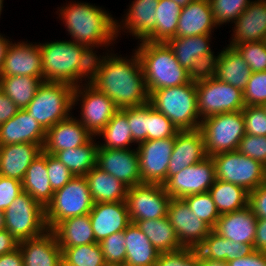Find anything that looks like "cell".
I'll return each mask as SVG.
<instances>
[{
  "label": "cell",
  "instance_id": "6da1fadb",
  "mask_svg": "<svg viewBox=\"0 0 266 266\" xmlns=\"http://www.w3.org/2000/svg\"><path fill=\"white\" fill-rule=\"evenodd\" d=\"M127 59L116 54L107 55L97 78L91 83L105 93L118 109L149 103L141 62L137 52Z\"/></svg>",
  "mask_w": 266,
  "mask_h": 266
},
{
  "label": "cell",
  "instance_id": "7a4b0ae2",
  "mask_svg": "<svg viewBox=\"0 0 266 266\" xmlns=\"http://www.w3.org/2000/svg\"><path fill=\"white\" fill-rule=\"evenodd\" d=\"M59 17L65 22L72 41L85 46H109L117 38L116 20L101 7L78 2L61 7ZM111 42V43H110Z\"/></svg>",
  "mask_w": 266,
  "mask_h": 266
},
{
  "label": "cell",
  "instance_id": "3957f363",
  "mask_svg": "<svg viewBox=\"0 0 266 266\" xmlns=\"http://www.w3.org/2000/svg\"><path fill=\"white\" fill-rule=\"evenodd\" d=\"M139 56L149 95L154 90L190 82L188 71L177 61L173 50L164 42L140 41Z\"/></svg>",
  "mask_w": 266,
  "mask_h": 266
},
{
  "label": "cell",
  "instance_id": "277c9868",
  "mask_svg": "<svg viewBox=\"0 0 266 266\" xmlns=\"http://www.w3.org/2000/svg\"><path fill=\"white\" fill-rule=\"evenodd\" d=\"M149 103L164 114L178 130L200 128L201 119L197 109L196 83L154 90Z\"/></svg>",
  "mask_w": 266,
  "mask_h": 266
},
{
  "label": "cell",
  "instance_id": "5b68a950",
  "mask_svg": "<svg viewBox=\"0 0 266 266\" xmlns=\"http://www.w3.org/2000/svg\"><path fill=\"white\" fill-rule=\"evenodd\" d=\"M73 91L74 87L66 83L42 82L24 110L47 132L71 116Z\"/></svg>",
  "mask_w": 266,
  "mask_h": 266
},
{
  "label": "cell",
  "instance_id": "8992f818",
  "mask_svg": "<svg viewBox=\"0 0 266 266\" xmlns=\"http://www.w3.org/2000/svg\"><path fill=\"white\" fill-rule=\"evenodd\" d=\"M84 46L71 40L40 43L43 81L77 87V65Z\"/></svg>",
  "mask_w": 266,
  "mask_h": 266
},
{
  "label": "cell",
  "instance_id": "52a82bcc",
  "mask_svg": "<svg viewBox=\"0 0 266 266\" xmlns=\"http://www.w3.org/2000/svg\"><path fill=\"white\" fill-rule=\"evenodd\" d=\"M94 201L84 176L73 177L64 187L54 192L45 208L48 230H53L61 221L88 214Z\"/></svg>",
  "mask_w": 266,
  "mask_h": 266
},
{
  "label": "cell",
  "instance_id": "ba28073f",
  "mask_svg": "<svg viewBox=\"0 0 266 266\" xmlns=\"http://www.w3.org/2000/svg\"><path fill=\"white\" fill-rule=\"evenodd\" d=\"M200 130L207 156L236 151L240 140L246 134L242 110L206 117L201 120Z\"/></svg>",
  "mask_w": 266,
  "mask_h": 266
},
{
  "label": "cell",
  "instance_id": "9c48e42d",
  "mask_svg": "<svg viewBox=\"0 0 266 266\" xmlns=\"http://www.w3.org/2000/svg\"><path fill=\"white\" fill-rule=\"evenodd\" d=\"M4 217L5 229L19 242L38 237L48 230L45 208L25 191L4 210Z\"/></svg>",
  "mask_w": 266,
  "mask_h": 266
},
{
  "label": "cell",
  "instance_id": "30bf717a",
  "mask_svg": "<svg viewBox=\"0 0 266 266\" xmlns=\"http://www.w3.org/2000/svg\"><path fill=\"white\" fill-rule=\"evenodd\" d=\"M216 179L243 187L249 193L266 181V167L237 150L212 156Z\"/></svg>",
  "mask_w": 266,
  "mask_h": 266
},
{
  "label": "cell",
  "instance_id": "8fae6325",
  "mask_svg": "<svg viewBox=\"0 0 266 266\" xmlns=\"http://www.w3.org/2000/svg\"><path fill=\"white\" fill-rule=\"evenodd\" d=\"M196 89L201 120L221 113L237 112L245 107L243 91L216 77L197 82Z\"/></svg>",
  "mask_w": 266,
  "mask_h": 266
},
{
  "label": "cell",
  "instance_id": "7c38bea8",
  "mask_svg": "<svg viewBox=\"0 0 266 266\" xmlns=\"http://www.w3.org/2000/svg\"><path fill=\"white\" fill-rule=\"evenodd\" d=\"M81 97V98H79ZM80 100L81 115L78 120L94 137L109 123L119 110L114 102L92 84L74 87L73 106Z\"/></svg>",
  "mask_w": 266,
  "mask_h": 266
},
{
  "label": "cell",
  "instance_id": "4fadbf2b",
  "mask_svg": "<svg viewBox=\"0 0 266 266\" xmlns=\"http://www.w3.org/2000/svg\"><path fill=\"white\" fill-rule=\"evenodd\" d=\"M171 197L163 185L142 183L128 188L125 199L130 221L159 219L167 216Z\"/></svg>",
  "mask_w": 266,
  "mask_h": 266
},
{
  "label": "cell",
  "instance_id": "5bb4252c",
  "mask_svg": "<svg viewBox=\"0 0 266 266\" xmlns=\"http://www.w3.org/2000/svg\"><path fill=\"white\" fill-rule=\"evenodd\" d=\"M215 180V163L212 157L207 156L172 175L163 186L171 198L183 199L189 195L208 192Z\"/></svg>",
  "mask_w": 266,
  "mask_h": 266
},
{
  "label": "cell",
  "instance_id": "9a60e30c",
  "mask_svg": "<svg viewBox=\"0 0 266 266\" xmlns=\"http://www.w3.org/2000/svg\"><path fill=\"white\" fill-rule=\"evenodd\" d=\"M174 142L175 136L137 144L142 183L163 185L167 181V169Z\"/></svg>",
  "mask_w": 266,
  "mask_h": 266
},
{
  "label": "cell",
  "instance_id": "2e32d148",
  "mask_svg": "<svg viewBox=\"0 0 266 266\" xmlns=\"http://www.w3.org/2000/svg\"><path fill=\"white\" fill-rule=\"evenodd\" d=\"M167 217L183 247L196 248L212 230L183 199L171 198Z\"/></svg>",
  "mask_w": 266,
  "mask_h": 266
},
{
  "label": "cell",
  "instance_id": "e0dca14e",
  "mask_svg": "<svg viewBox=\"0 0 266 266\" xmlns=\"http://www.w3.org/2000/svg\"><path fill=\"white\" fill-rule=\"evenodd\" d=\"M96 166L129 188L142 184L137 149H107L98 146Z\"/></svg>",
  "mask_w": 266,
  "mask_h": 266
},
{
  "label": "cell",
  "instance_id": "ac0fdd59",
  "mask_svg": "<svg viewBox=\"0 0 266 266\" xmlns=\"http://www.w3.org/2000/svg\"><path fill=\"white\" fill-rule=\"evenodd\" d=\"M207 157L204 137L200 128L179 130L175 136L174 148L167 169V180L183 170Z\"/></svg>",
  "mask_w": 266,
  "mask_h": 266
},
{
  "label": "cell",
  "instance_id": "d6986e66",
  "mask_svg": "<svg viewBox=\"0 0 266 266\" xmlns=\"http://www.w3.org/2000/svg\"><path fill=\"white\" fill-rule=\"evenodd\" d=\"M89 216L97 243L131 223L125 201L94 203Z\"/></svg>",
  "mask_w": 266,
  "mask_h": 266
},
{
  "label": "cell",
  "instance_id": "ffe728a7",
  "mask_svg": "<svg viewBox=\"0 0 266 266\" xmlns=\"http://www.w3.org/2000/svg\"><path fill=\"white\" fill-rule=\"evenodd\" d=\"M0 76L42 77V60L39 44L16 42L8 47Z\"/></svg>",
  "mask_w": 266,
  "mask_h": 266
},
{
  "label": "cell",
  "instance_id": "44dd1931",
  "mask_svg": "<svg viewBox=\"0 0 266 266\" xmlns=\"http://www.w3.org/2000/svg\"><path fill=\"white\" fill-rule=\"evenodd\" d=\"M46 131L24 109H19L14 117L0 125V146L31 143L42 149Z\"/></svg>",
  "mask_w": 266,
  "mask_h": 266
},
{
  "label": "cell",
  "instance_id": "7402d4cb",
  "mask_svg": "<svg viewBox=\"0 0 266 266\" xmlns=\"http://www.w3.org/2000/svg\"><path fill=\"white\" fill-rule=\"evenodd\" d=\"M94 137L76 118L64 119L46 132L43 151L55 155L59 151L77 148Z\"/></svg>",
  "mask_w": 266,
  "mask_h": 266
},
{
  "label": "cell",
  "instance_id": "603a6c76",
  "mask_svg": "<svg viewBox=\"0 0 266 266\" xmlns=\"http://www.w3.org/2000/svg\"><path fill=\"white\" fill-rule=\"evenodd\" d=\"M230 47L245 42H260L266 38V0L251 1L234 22Z\"/></svg>",
  "mask_w": 266,
  "mask_h": 266
},
{
  "label": "cell",
  "instance_id": "cb8c5ba5",
  "mask_svg": "<svg viewBox=\"0 0 266 266\" xmlns=\"http://www.w3.org/2000/svg\"><path fill=\"white\" fill-rule=\"evenodd\" d=\"M24 266H61L62 249L52 230L19 242Z\"/></svg>",
  "mask_w": 266,
  "mask_h": 266
},
{
  "label": "cell",
  "instance_id": "d4e9b609",
  "mask_svg": "<svg viewBox=\"0 0 266 266\" xmlns=\"http://www.w3.org/2000/svg\"><path fill=\"white\" fill-rule=\"evenodd\" d=\"M257 219L251 207L247 205L240 210L222 214L213 230L233 242L253 245Z\"/></svg>",
  "mask_w": 266,
  "mask_h": 266
},
{
  "label": "cell",
  "instance_id": "484cf974",
  "mask_svg": "<svg viewBox=\"0 0 266 266\" xmlns=\"http://www.w3.org/2000/svg\"><path fill=\"white\" fill-rule=\"evenodd\" d=\"M215 23L208 0H194L181 9L175 37L211 34Z\"/></svg>",
  "mask_w": 266,
  "mask_h": 266
},
{
  "label": "cell",
  "instance_id": "4316f807",
  "mask_svg": "<svg viewBox=\"0 0 266 266\" xmlns=\"http://www.w3.org/2000/svg\"><path fill=\"white\" fill-rule=\"evenodd\" d=\"M42 150L39 145L31 143L0 146V176L22 182L28 167Z\"/></svg>",
  "mask_w": 266,
  "mask_h": 266
},
{
  "label": "cell",
  "instance_id": "83f0119b",
  "mask_svg": "<svg viewBox=\"0 0 266 266\" xmlns=\"http://www.w3.org/2000/svg\"><path fill=\"white\" fill-rule=\"evenodd\" d=\"M158 5L159 0H134L126 13L125 22L121 21L124 26L119 25L116 20L117 37L120 29L124 27L135 38L144 40L156 27L155 12Z\"/></svg>",
  "mask_w": 266,
  "mask_h": 266
},
{
  "label": "cell",
  "instance_id": "f1b7e54d",
  "mask_svg": "<svg viewBox=\"0 0 266 266\" xmlns=\"http://www.w3.org/2000/svg\"><path fill=\"white\" fill-rule=\"evenodd\" d=\"M201 257L225 262L232 261L238 257L250 255L255 251L252 244L233 242L220 236L213 229L208 236L196 247Z\"/></svg>",
  "mask_w": 266,
  "mask_h": 266
},
{
  "label": "cell",
  "instance_id": "f546056e",
  "mask_svg": "<svg viewBox=\"0 0 266 266\" xmlns=\"http://www.w3.org/2000/svg\"><path fill=\"white\" fill-rule=\"evenodd\" d=\"M126 266H155L159 251L136 223H130L124 230Z\"/></svg>",
  "mask_w": 266,
  "mask_h": 266
},
{
  "label": "cell",
  "instance_id": "4dcf8cb0",
  "mask_svg": "<svg viewBox=\"0 0 266 266\" xmlns=\"http://www.w3.org/2000/svg\"><path fill=\"white\" fill-rule=\"evenodd\" d=\"M94 203L125 201L128 186L95 166L85 176Z\"/></svg>",
  "mask_w": 266,
  "mask_h": 266
},
{
  "label": "cell",
  "instance_id": "1f68e13d",
  "mask_svg": "<svg viewBox=\"0 0 266 266\" xmlns=\"http://www.w3.org/2000/svg\"><path fill=\"white\" fill-rule=\"evenodd\" d=\"M251 74L248 64L234 47L228 46L220 52L215 74L217 79L243 91Z\"/></svg>",
  "mask_w": 266,
  "mask_h": 266
},
{
  "label": "cell",
  "instance_id": "d6a6232c",
  "mask_svg": "<svg viewBox=\"0 0 266 266\" xmlns=\"http://www.w3.org/2000/svg\"><path fill=\"white\" fill-rule=\"evenodd\" d=\"M23 191L27 192L44 208L51 202L54 191L51 188L46 168V152L43 150L32 161L22 181Z\"/></svg>",
  "mask_w": 266,
  "mask_h": 266
},
{
  "label": "cell",
  "instance_id": "836d02e7",
  "mask_svg": "<svg viewBox=\"0 0 266 266\" xmlns=\"http://www.w3.org/2000/svg\"><path fill=\"white\" fill-rule=\"evenodd\" d=\"M60 247L97 243L89 213L61 221L53 230Z\"/></svg>",
  "mask_w": 266,
  "mask_h": 266
},
{
  "label": "cell",
  "instance_id": "e575fe53",
  "mask_svg": "<svg viewBox=\"0 0 266 266\" xmlns=\"http://www.w3.org/2000/svg\"><path fill=\"white\" fill-rule=\"evenodd\" d=\"M136 224L159 252H171L183 248L167 216L137 221Z\"/></svg>",
  "mask_w": 266,
  "mask_h": 266
},
{
  "label": "cell",
  "instance_id": "d590c367",
  "mask_svg": "<svg viewBox=\"0 0 266 266\" xmlns=\"http://www.w3.org/2000/svg\"><path fill=\"white\" fill-rule=\"evenodd\" d=\"M211 35L173 37L166 43L173 50L180 65L188 71L197 58L212 51L209 44Z\"/></svg>",
  "mask_w": 266,
  "mask_h": 266
},
{
  "label": "cell",
  "instance_id": "8d00e7d4",
  "mask_svg": "<svg viewBox=\"0 0 266 266\" xmlns=\"http://www.w3.org/2000/svg\"><path fill=\"white\" fill-rule=\"evenodd\" d=\"M208 192L220 215L240 210L248 205L249 192L229 182L216 179Z\"/></svg>",
  "mask_w": 266,
  "mask_h": 266
},
{
  "label": "cell",
  "instance_id": "74e56055",
  "mask_svg": "<svg viewBox=\"0 0 266 266\" xmlns=\"http://www.w3.org/2000/svg\"><path fill=\"white\" fill-rule=\"evenodd\" d=\"M43 77L0 76V90L7 95L19 109H25L34 98Z\"/></svg>",
  "mask_w": 266,
  "mask_h": 266
},
{
  "label": "cell",
  "instance_id": "f35d334b",
  "mask_svg": "<svg viewBox=\"0 0 266 266\" xmlns=\"http://www.w3.org/2000/svg\"><path fill=\"white\" fill-rule=\"evenodd\" d=\"M181 6L173 0H159L156 8V27L144 39L149 42H164L175 37Z\"/></svg>",
  "mask_w": 266,
  "mask_h": 266
},
{
  "label": "cell",
  "instance_id": "ab89813d",
  "mask_svg": "<svg viewBox=\"0 0 266 266\" xmlns=\"http://www.w3.org/2000/svg\"><path fill=\"white\" fill-rule=\"evenodd\" d=\"M98 145L94 138L86 144L57 152L54 156L60 160L74 176H85L96 166Z\"/></svg>",
  "mask_w": 266,
  "mask_h": 266
},
{
  "label": "cell",
  "instance_id": "60d3db41",
  "mask_svg": "<svg viewBox=\"0 0 266 266\" xmlns=\"http://www.w3.org/2000/svg\"><path fill=\"white\" fill-rule=\"evenodd\" d=\"M105 142L98 145L107 149H128L131 143H135L132 138L131 129L127 121V108L119 109L109 123L98 133Z\"/></svg>",
  "mask_w": 266,
  "mask_h": 266
},
{
  "label": "cell",
  "instance_id": "b9f144b4",
  "mask_svg": "<svg viewBox=\"0 0 266 266\" xmlns=\"http://www.w3.org/2000/svg\"><path fill=\"white\" fill-rule=\"evenodd\" d=\"M60 248L62 249L61 266H104L106 264L99 243Z\"/></svg>",
  "mask_w": 266,
  "mask_h": 266
},
{
  "label": "cell",
  "instance_id": "7bdbcfd3",
  "mask_svg": "<svg viewBox=\"0 0 266 266\" xmlns=\"http://www.w3.org/2000/svg\"><path fill=\"white\" fill-rule=\"evenodd\" d=\"M190 210L197 215L211 229H214L219 217L216 204L209 192L189 195L183 198Z\"/></svg>",
  "mask_w": 266,
  "mask_h": 266
},
{
  "label": "cell",
  "instance_id": "ee69618b",
  "mask_svg": "<svg viewBox=\"0 0 266 266\" xmlns=\"http://www.w3.org/2000/svg\"><path fill=\"white\" fill-rule=\"evenodd\" d=\"M100 45H88L84 46L80 61L77 65V86H79V83H82V79L88 80L86 81L88 84H91L98 76L100 70L102 69L103 63L107 56H104L100 58L96 54V51H93L95 47H99ZM93 47V48H92ZM87 78V79H86Z\"/></svg>",
  "mask_w": 266,
  "mask_h": 266
},
{
  "label": "cell",
  "instance_id": "f6af8a7d",
  "mask_svg": "<svg viewBox=\"0 0 266 266\" xmlns=\"http://www.w3.org/2000/svg\"><path fill=\"white\" fill-rule=\"evenodd\" d=\"M215 23L222 25L235 22L250 5V0H208Z\"/></svg>",
  "mask_w": 266,
  "mask_h": 266
},
{
  "label": "cell",
  "instance_id": "bcb514c9",
  "mask_svg": "<svg viewBox=\"0 0 266 266\" xmlns=\"http://www.w3.org/2000/svg\"><path fill=\"white\" fill-rule=\"evenodd\" d=\"M178 131L164 114L148 103V140L170 138Z\"/></svg>",
  "mask_w": 266,
  "mask_h": 266
},
{
  "label": "cell",
  "instance_id": "7dc6e473",
  "mask_svg": "<svg viewBox=\"0 0 266 266\" xmlns=\"http://www.w3.org/2000/svg\"><path fill=\"white\" fill-rule=\"evenodd\" d=\"M234 48L243 57V60L248 64L253 72L266 71V43L260 42H245L235 45Z\"/></svg>",
  "mask_w": 266,
  "mask_h": 266
},
{
  "label": "cell",
  "instance_id": "c3c4849f",
  "mask_svg": "<svg viewBox=\"0 0 266 266\" xmlns=\"http://www.w3.org/2000/svg\"><path fill=\"white\" fill-rule=\"evenodd\" d=\"M127 121L136 144L148 140V103L127 108Z\"/></svg>",
  "mask_w": 266,
  "mask_h": 266
},
{
  "label": "cell",
  "instance_id": "681fc988",
  "mask_svg": "<svg viewBox=\"0 0 266 266\" xmlns=\"http://www.w3.org/2000/svg\"><path fill=\"white\" fill-rule=\"evenodd\" d=\"M106 263L125 264L124 231L113 233L99 242Z\"/></svg>",
  "mask_w": 266,
  "mask_h": 266
},
{
  "label": "cell",
  "instance_id": "f907efd6",
  "mask_svg": "<svg viewBox=\"0 0 266 266\" xmlns=\"http://www.w3.org/2000/svg\"><path fill=\"white\" fill-rule=\"evenodd\" d=\"M199 252L196 248L183 247L171 252H160L155 266H198Z\"/></svg>",
  "mask_w": 266,
  "mask_h": 266
},
{
  "label": "cell",
  "instance_id": "816d5d0a",
  "mask_svg": "<svg viewBox=\"0 0 266 266\" xmlns=\"http://www.w3.org/2000/svg\"><path fill=\"white\" fill-rule=\"evenodd\" d=\"M245 106H261L266 103V71L253 72L243 90Z\"/></svg>",
  "mask_w": 266,
  "mask_h": 266
},
{
  "label": "cell",
  "instance_id": "f5cc1de1",
  "mask_svg": "<svg viewBox=\"0 0 266 266\" xmlns=\"http://www.w3.org/2000/svg\"><path fill=\"white\" fill-rule=\"evenodd\" d=\"M219 55L215 56L214 52L206 53L192 64L188 70V77L191 82L209 80L215 77Z\"/></svg>",
  "mask_w": 266,
  "mask_h": 266
},
{
  "label": "cell",
  "instance_id": "db71d44e",
  "mask_svg": "<svg viewBox=\"0 0 266 266\" xmlns=\"http://www.w3.org/2000/svg\"><path fill=\"white\" fill-rule=\"evenodd\" d=\"M237 151L266 167V136L245 134L240 140Z\"/></svg>",
  "mask_w": 266,
  "mask_h": 266
},
{
  "label": "cell",
  "instance_id": "11a10c76",
  "mask_svg": "<svg viewBox=\"0 0 266 266\" xmlns=\"http://www.w3.org/2000/svg\"><path fill=\"white\" fill-rule=\"evenodd\" d=\"M46 168L52 190L64 187L73 177V173L54 155L46 153Z\"/></svg>",
  "mask_w": 266,
  "mask_h": 266
},
{
  "label": "cell",
  "instance_id": "9f6ffc18",
  "mask_svg": "<svg viewBox=\"0 0 266 266\" xmlns=\"http://www.w3.org/2000/svg\"><path fill=\"white\" fill-rule=\"evenodd\" d=\"M242 114L246 134L266 136V113L261 106H245Z\"/></svg>",
  "mask_w": 266,
  "mask_h": 266
},
{
  "label": "cell",
  "instance_id": "6f0895ef",
  "mask_svg": "<svg viewBox=\"0 0 266 266\" xmlns=\"http://www.w3.org/2000/svg\"><path fill=\"white\" fill-rule=\"evenodd\" d=\"M22 192L21 181L0 176V211L4 212Z\"/></svg>",
  "mask_w": 266,
  "mask_h": 266
},
{
  "label": "cell",
  "instance_id": "680465c9",
  "mask_svg": "<svg viewBox=\"0 0 266 266\" xmlns=\"http://www.w3.org/2000/svg\"><path fill=\"white\" fill-rule=\"evenodd\" d=\"M248 205L258 219H266V181L249 193Z\"/></svg>",
  "mask_w": 266,
  "mask_h": 266
},
{
  "label": "cell",
  "instance_id": "91938a15",
  "mask_svg": "<svg viewBox=\"0 0 266 266\" xmlns=\"http://www.w3.org/2000/svg\"><path fill=\"white\" fill-rule=\"evenodd\" d=\"M227 266H266V253L255 250L250 255L229 261Z\"/></svg>",
  "mask_w": 266,
  "mask_h": 266
},
{
  "label": "cell",
  "instance_id": "94428289",
  "mask_svg": "<svg viewBox=\"0 0 266 266\" xmlns=\"http://www.w3.org/2000/svg\"><path fill=\"white\" fill-rule=\"evenodd\" d=\"M19 108L0 90V125L16 115Z\"/></svg>",
  "mask_w": 266,
  "mask_h": 266
},
{
  "label": "cell",
  "instance_id": "6125c7cd",
  "mask_svg": "<svg viewBox=\"0 0 266 266\" xmlns=\"http://www.w3.org/2000/svg\"><path fill=\"white\" fill-rule=\"evenodd\" d=\"M253 246L255 250L266 253V219H257Z\"/></svg>",
  "mask_w": 266,
  "mask_h": 266
},
{
  "label": "cell",
  "instance_id": "be15d7a7",
  "mask_svg": "<svg viewBox=\"0 0 266 266\" xmlns=\"http://www.w3.org/2000/svg\"><path fill=\"white\" fill-rule=\"evenodd\" d=\"M19 246V241L15 239L7 229L0 231V255L12 252Z\"/></svg>",
  "mask_w": 266,
  "mask_h": 266
},
{
  "label": "cell",
  "instance_id": "e7e4bbea",
  "mask_svg": "<svg viewBox=\"0 0 266 266\" xmlns=\"http://www.w3.org/2000/svg\"><path fill=\"white\" fill-rule=\"evenodd\" d=\"M0 266H24V260L20 248L12 252L0 255Z\"/></svg>",
  "mask_w": 266,
  "mask_h": 266
},
{
  "label": "cell",
  "instance_id": "03108f58",
  "mask_svg": "<svg viewBox=\"0 0 266 266\" xmlns=\"http://www.w3.org/2000/svg\"><path fill=\"white\" fill-rule=\"evenodd\" d=\"M11 42L0 34V72L2 70L4 58Z\"/></svg>",
  "mask_w": 266,
  "mask_h": 266
},
{
  "label": "cell",
  "instance_id": "003e7915",
  "mask_svg": "<svg viewBox=\"0 0 266 266\" xmlns=\"http://www.w3.org/2000/svg\"><path fill=\"white\" fill-rule=\"evenodd\" d=\"M198 266H227V262L221 260H212L199 255Z\"/></svg>",
  "mask_w": 266,
  "mask_h": 266
},
{
  "label": "cell",
  "instance_id": "a7ac6f4b",
  "mask_svg": "<svg viewBox=\"0 0 266 266\" xmlns=\"http://www.w3.org/2000/svg\"><path fill=\"white\" fill-rule=\"evenodd\" d=\"M173 1L176 2L177 4H179L181 6V8H183L194 0H173Z\"/></svg>",
  "mask_w": 266,
  "mask_h": 266
},
{
  "label": "cell",
  "instance_id": "89a4df30",
  "mask_svg": "<svg viewBox=\"0 0 266 266\" xmlns=\"http://www.w3.org/2000/svg\"><path fill=\"white\" fill-rule=\"evenodd\" d=\"M4 212L0 211V231L5 229Z\"/></svg>",
  "mask_w": 266,
  "mask_h": 266
},
{
  "label": "cell",
  "instance_id": "2644e50d",
  "mask_svg": "<svg viewBox=\"0 0 266 266\" xmlns=\"http://www.w3.org/2000/svg\"><path fill=\"white\" fill-rule=\"evenodd\" d=\"M104 266H126L125 264L106 263Z\"/></svg>",
  "mask_w": 266,
  "mask_h": 266
},
{
  "label": "cell",
  "instance_id": "8c879c8a",
  "mask_svg": "<svg viewBox=\"0 0 266 266\" xmlns=\"http://www.w3.org/2000/svg\"><path fill=\"white\" fill-rule=\"evenodd\" d=\"M3 1H4V0H0V15H1V12H2Z\"/></svg>",
  "mask_w": 266,
  "mask_h": 266
},
{
  "label": "cell",
  "instance_id": "753ad0ef",
  "mask_svg": "<svg viewBox=\"0 0 266 266\" xmlns=\"http://www.w3.org/2000/svg\"><path fill=\"white\" fill-rule=\"evenodd\" d=\"M261 107L264 110V112L266 113V103L262 104Z\"/></svg>",
  "mask_w": 266,
  "mask_h": 266
}]
</instances>
